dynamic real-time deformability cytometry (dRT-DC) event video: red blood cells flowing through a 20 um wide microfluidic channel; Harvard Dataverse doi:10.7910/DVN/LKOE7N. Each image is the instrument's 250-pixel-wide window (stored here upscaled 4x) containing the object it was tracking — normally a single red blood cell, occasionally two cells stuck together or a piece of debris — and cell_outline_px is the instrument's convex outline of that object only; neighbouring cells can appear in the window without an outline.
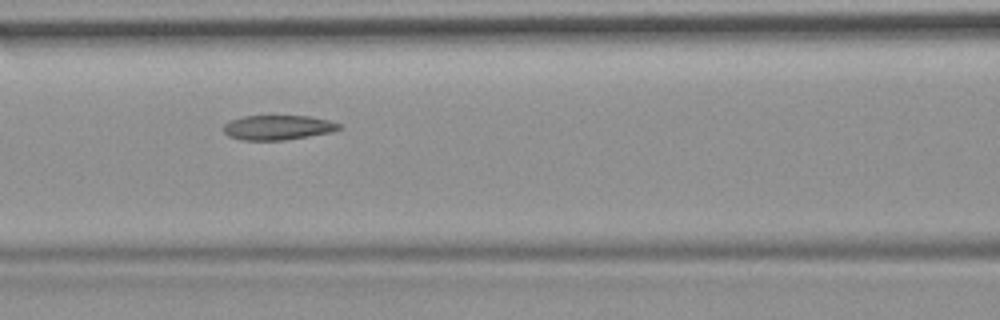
{"species": "common noctule bat (a hibernating species)", "species_latin": "Nyctalus noctula", "temperature_condition": "room temperature", "stored_images_in_passage": 16, "camera_frame_rate_fps": 3000, "um_per_image_px": 0.085, "animal": {"sex": "female", "body_mass_g": 19.9}, "frame": {"image": 1, "passage_image": 7, "time_ms": 2.0, "image_size_px": [1000, 320], "cell_outline_px": [[340, 128], [332, 132], [284, 140], [240, 140], [228, 136], [224, 132], [224, 124], [228, 120], [244, 116], [308, 116], [328, 120], [340, 124]], "centroid_in_image_um": [23.57, 10.84], "position_along_channel_um": 143.0, "area_um2": 16.59}}
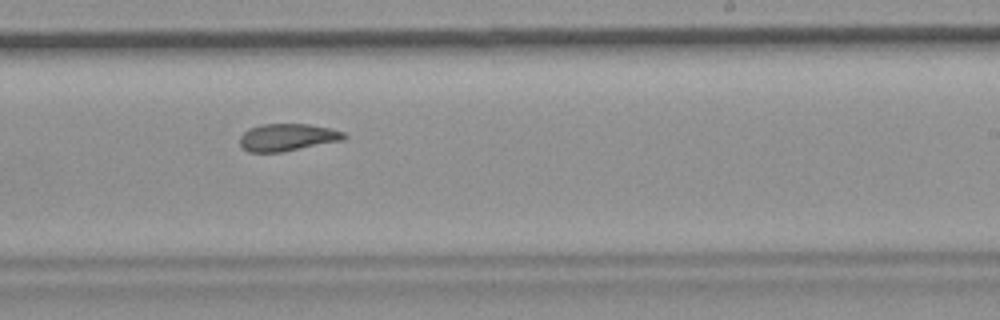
{"frame": {"image": 2, "passage_image": 10, "time_ms": 3.0, "image_size_px": [1000, 320], "cell_outline_px": [[348, 136], [344, 140], [280, 152], [248, 152], [240, 144], [240, 136], [248, 128], [260, 124], [308, 124], [328, 128], [344, 132]], "centroid_in_image_um": [24.42, 11.66], "position_along_channel_um": 264.6, "area_um2": 16.53}}